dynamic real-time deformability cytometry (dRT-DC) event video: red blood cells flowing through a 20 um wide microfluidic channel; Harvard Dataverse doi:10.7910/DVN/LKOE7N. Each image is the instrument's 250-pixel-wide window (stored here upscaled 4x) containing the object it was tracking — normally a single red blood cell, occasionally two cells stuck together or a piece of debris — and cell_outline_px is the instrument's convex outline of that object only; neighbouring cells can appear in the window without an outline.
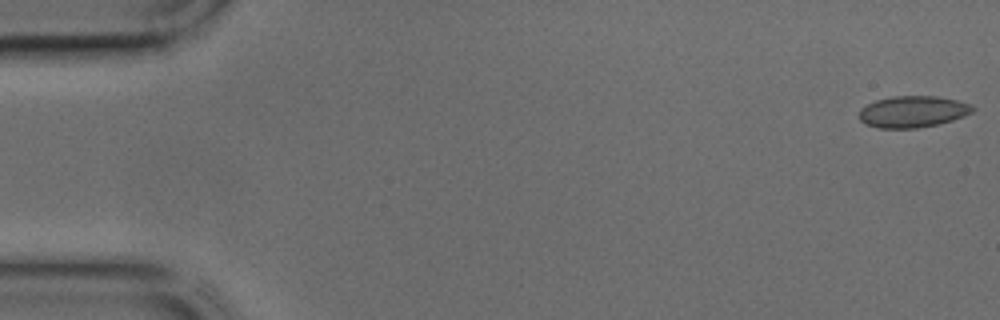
{"species": "common noctule bat (a hibernating species)", "species_latin": "Nyctalus noctula", "temperature_condition": "cold", "stored_images_in_passage": 43, "camera_frame_rate_fps": 3000, "um_per_image_px": 0.085, "animal": {"sex": "male", "body_mass_g": 17.9, "forearm_length_mm": 54.2}, "frame": {"image": 1, "passage_image": 1, "time_ms": 0.0, "image_size_px": [1000, 320], "cell_outline_px": [[976, 108], [972, 112], [964, 116], [952, 120], [936, 124], [916, 128], [880, 128], [864, 124], [860, 120], [860, 108], [876, 100], [892, 96], [936, 96], [956, 100], [972, 104]], "centroid_in_image_um": [77.59, 9.48], "position_along_channel_um": 7.4, "area_um2": 20.81}}
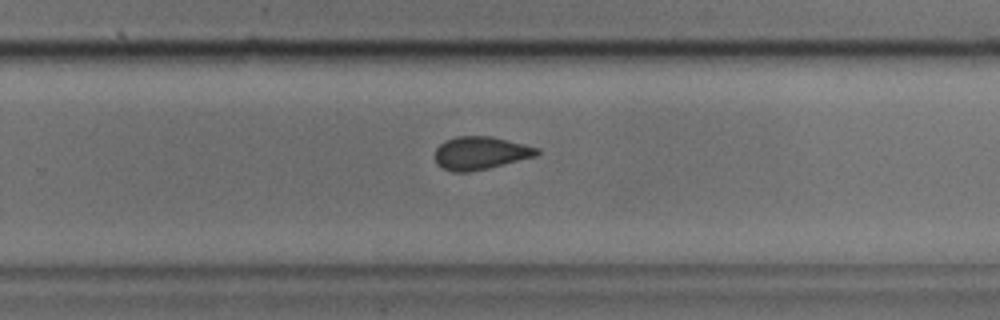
{"frame": {"image": 2, "passage_image": 28, "time_ms": 9.0, "image_size_px": [1000, 320], "cell_outline_px": [[540, 152], [536, 156], [488, 168], [468, 172], [452, 172], [436, 164], [436, 148], [444, 140], [456, 136], [492, 136], [540, 148]], "centroid_in_image_um": [40.84, 13.0], "position_along_channel_um": 289.0, "area_um2": 19.59}}
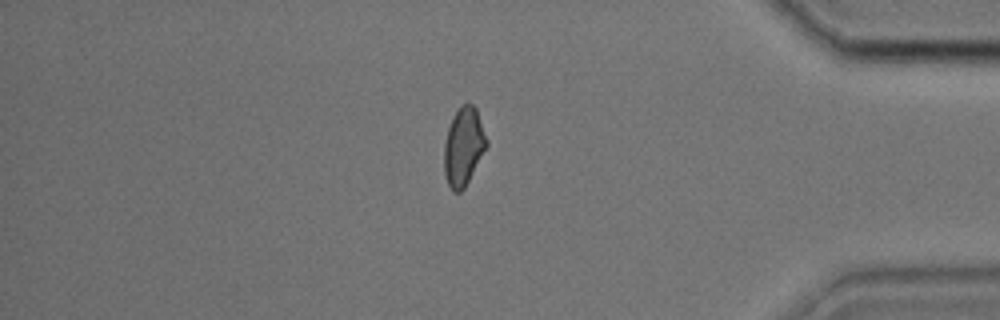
{"frame": {"image": 3, "passage_image": 37, "time_ms": 12.0, "image_size_px": [1000, 320], "cell_outline_px": [[488, 144], [464, 188], [460, 192], [452, 192], [448, 184], [444, 172], [444, 144], [448, 128], [452, 116], [460, 104], [472, 104], [476, 108], [488, 140]], "centroid_in_image_um": [39.39, 12.44], "position_along_channel_um": 395.8, "area_um2": 19.31}}